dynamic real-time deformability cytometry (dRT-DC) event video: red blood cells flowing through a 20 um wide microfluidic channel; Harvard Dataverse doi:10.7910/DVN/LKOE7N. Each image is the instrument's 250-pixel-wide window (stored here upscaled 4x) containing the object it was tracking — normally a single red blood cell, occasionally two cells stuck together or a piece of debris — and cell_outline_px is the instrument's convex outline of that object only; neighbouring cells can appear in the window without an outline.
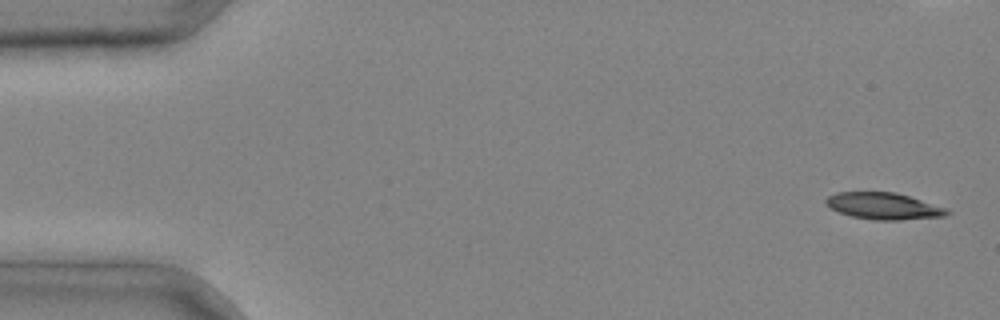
{"species": "common noctule bat (a hibernating species)", "species_latin": "Nyctalus noctula", "temperature_condition": "cold", "stored_images_in_passage": 4, "camera_frame_rate_fps": 3000, "um_per_image_px": 0.085, "animal": {"sex": "male", "body_mass_g": 20.4}, "frame": {"image": 1, "passage_image": 1, "time_ms": 0.0, "image_size_px": [1000, 320], "cell_outline_px": [[952, 212], [944, 216], [900, 220], [876, 220], [852, 216], [840, 212], [832, 208], [824, 200], [828, 196], [836, 192], [896, 192], [948, 208]], "centroid_in_image_um": [75.15, 17.51], "position_along_channel_um": 9.8, "area_um2": 18.73}}